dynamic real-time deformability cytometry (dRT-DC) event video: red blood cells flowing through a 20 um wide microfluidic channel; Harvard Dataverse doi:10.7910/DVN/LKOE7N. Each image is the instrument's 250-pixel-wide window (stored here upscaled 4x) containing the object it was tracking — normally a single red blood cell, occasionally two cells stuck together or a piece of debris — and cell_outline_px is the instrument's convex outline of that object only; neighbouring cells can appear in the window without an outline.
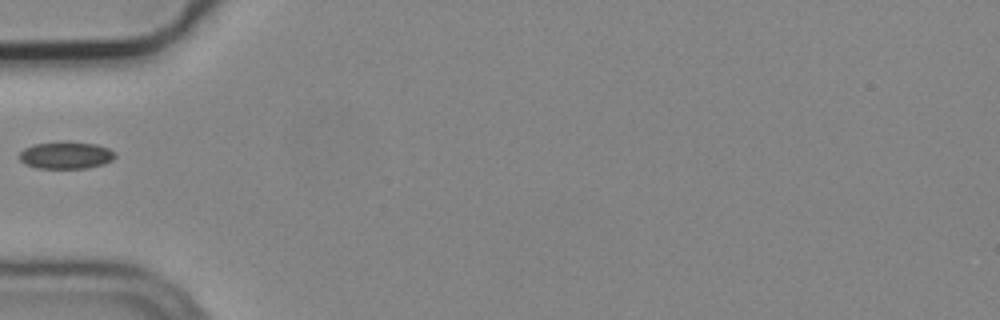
{"species": "common noctule bat (a hibernating species)", "species_latin": "Nyctalus noctula", "temperature_condition": "cold", "stored_images_in_passage": 3, "camera_frame_rate_fps": 3000, "um_per_image_px": 0.085, "animal": {"sex": "male", "body_mass_g": 19.2, "forearm_length_mm": 51.8}, "frame": {"image": 1, "passage_image": 2, "time_ms": 0.333, "image_size_px": [1000, 320], "cell_outline_px": [[116, 156], [112, 160], [104, 164], [88, 168], [36, 168], [24, 164], [20, 160], [20, 152], [24, 148], [32, 144], [96, 144], [108, 148], [116, 152]], "centroid_in_image_um": [5.62, 13.24], "position_along_channel_um": 79.4, "area_um2": 14.62}}
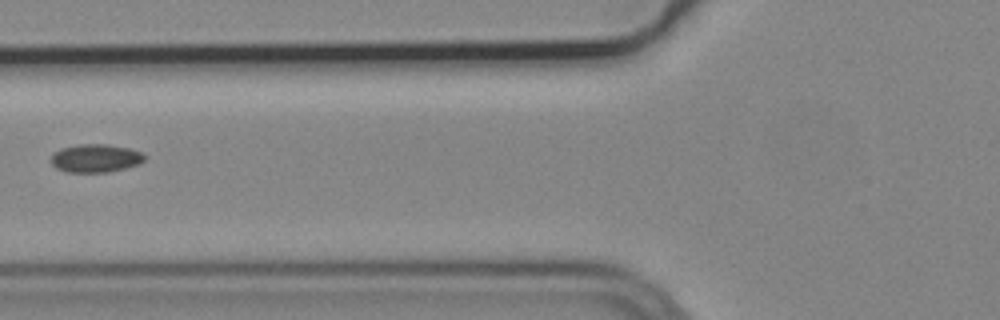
{"frame": {"image": 2, "passage_image": 3, "time_ms": 0.667, "image_size_px": [1000, 320], "cell_outline_px": [[144, 160], [140, 164], [108, 172], [68, 172], [56, 168], [52, 164], [52, 152], [60, 148], [80, 144], [108, 144], [128, 148], [144, 152]], "centroid_in_image_um": [8.12, 13.44], "position_along_channel_um": 117.7, "area_um2": 15.43}}